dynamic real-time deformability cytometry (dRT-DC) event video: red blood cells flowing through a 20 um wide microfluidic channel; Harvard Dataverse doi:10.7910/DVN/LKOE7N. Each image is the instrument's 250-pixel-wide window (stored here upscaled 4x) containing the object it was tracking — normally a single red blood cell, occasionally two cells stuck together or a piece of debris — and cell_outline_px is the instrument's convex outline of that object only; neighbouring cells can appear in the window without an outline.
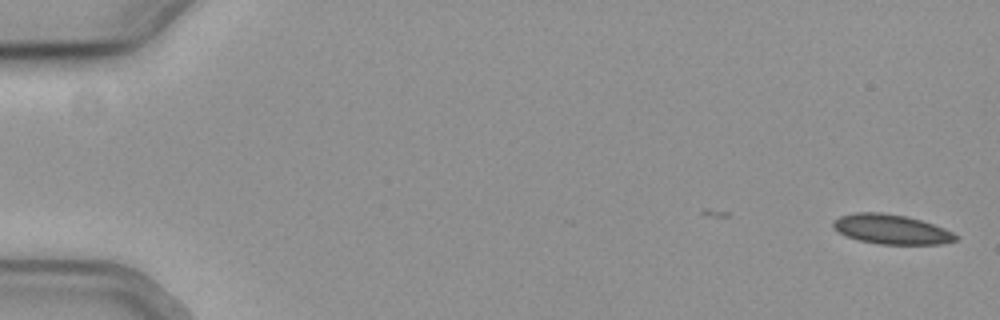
{"species": "common noctule bat (a hibernating species)", "species_latin": "Nyctalus noctula", "temperature_condition": "cold", "stored_images_in_passage": 47, "camera_frame_rate_fps": 3000, "um_per_image_px": 0.085, "animal": {"sex": "female", "body_mass_g": 19.3, "forearm_length_mm": 54.1}, "frame": {"image": 1, "passage_image": 1, "time_ms": 0.0, "image_size_px": [1000, 320], "cell_outline_px": [[960, 236], [956, 240], [940, 244], [880, 244], [860, 240], [848, 236], [832, 228], [832, 220], [840, 216], [856, 212], [880, 212], [904, 216], [920, 220], [944, 228]], "centroid_in_image_um": [75.75, 19.48], "position_along_channel_um": 9.3, "area_um2": 20.98}}
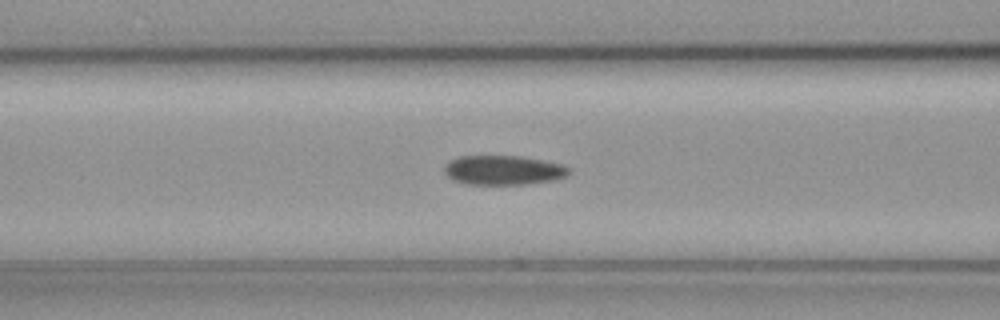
{"frame": {"image": 2, "passage_image": 23, "time_ms": 7.333, "image_size_px": [1000, 320], "cell_outline_px": [[572, 172], [556, 180], [524, 184], [464, 184], [452, 180], [444, 172], [444, 164], [448, 160], [460, 156], [520, 156], [564, 164]], "centroid_in_image_um": [42.76, 14.46], "position_along_channel_um": 123.8, "area_um2": 21.56}}
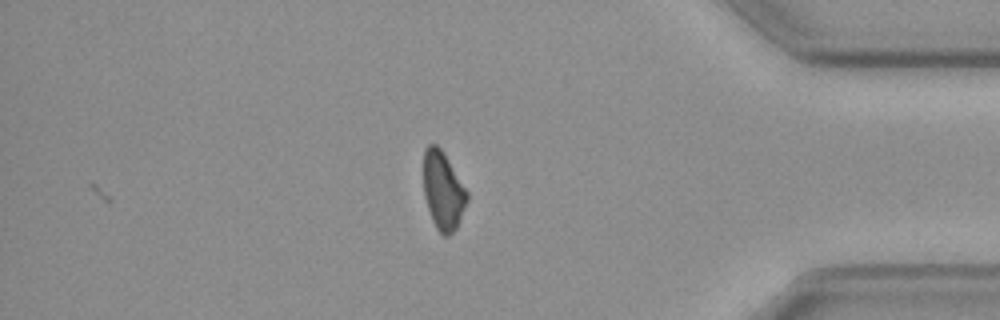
{"frame": {"image": 3, "passage_image": 47, "time_ms": 15.333, "image_size_px": [1000, 320], "cell_outline_px": [[468, 200], [456, 228], [448, 236], [444, 236], [436, 228], [432, 220], [424, 196], [424, 152], [428, 144], [436, 144], [440, 148], [468, 192]], "centroid_in_image_um": [37.65, 16.22], "position_along_channel_um": 397.5, "area_um2": 19.48}, "authors_computed_cell_mechanics": {"area_um2": 21.7328, "velocity_mm_per_s": 3.8042, "shape_relaxation_time_tau1_ms": 7.1845, "shape_relaxation_time_tau2_ms": null, "deformation_change_tau1": 0.1181, "deformation_change_tau2": null}}